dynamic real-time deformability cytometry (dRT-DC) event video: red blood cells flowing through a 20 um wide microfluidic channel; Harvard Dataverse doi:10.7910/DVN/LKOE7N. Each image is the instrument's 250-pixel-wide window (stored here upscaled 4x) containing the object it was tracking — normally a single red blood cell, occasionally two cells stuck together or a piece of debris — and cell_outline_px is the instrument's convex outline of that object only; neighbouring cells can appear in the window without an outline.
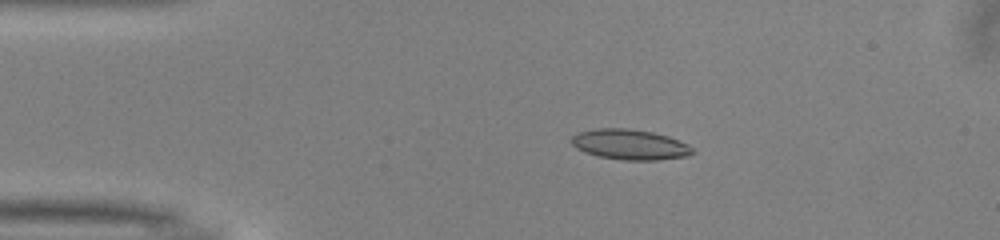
{"species": "common noctule bat (a hibernating species)", "species_latin": "Nyctalus noctula", "temperature_condition": "warm", "stored_images_in_passage": 25, "camera_frame_rate_fps": 3000, "um_per_image_px": 0.085, "animal": {"sex": "male", "body_mass_g": 13.0, "forearm_length_mm": 53.1}, "frame": {"image": 1, "passage_image": 10, "time_ms": 3.0, "image_size_px": [1000, 240], "cell_outline_px": [[696, 152], [688, 156], [656, 160], [624, 160], [596, 156], [584, 152], [576, 148], [572, 144], [572, 136], [576, 132], [596, 128], [624, 128], [652, 132], [668, 136], [688, 144]], "centroid_in_image_um": [53.53, 12.28], "position_along_channel_um": 31.5, "area_um2": 21.5}}
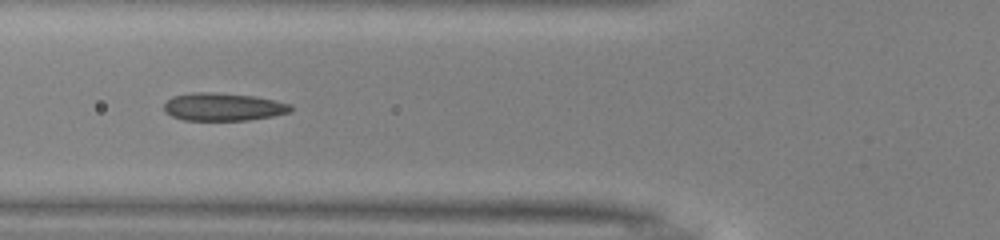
{"frame": {"image": 2, "passage_image": 19, "time_ms": 6.0, "image_size_px": [1000, 240], "cell_outline_px": [[292, 112], [272, 116], [248, 120], [184, 120], [172, 116], [164, 112], [164, 104], [172, 96], [192, 92], [212, 92], [256, 96], [292, 104]], "centroid_in_image_um": [18.98, 9.08], "position_along_channel_um": 106.8, "area_um2": 20.69}}
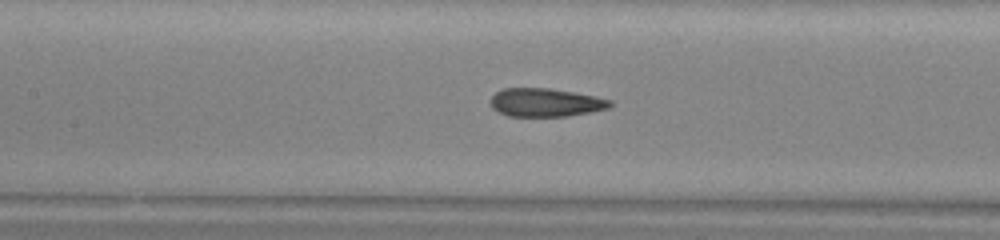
{"frame": {"image": 3, "passage_image": 23, "time_ms": 7.333, "image_size_px": [1000, 240], "cell_outline_px": [[612, 104], [608, 108], [568, 116], [508, 116], [492, 108], [492, 96], [496, 92], [504, 88], [548, 88], [572, 92], [612, 100]], "centroid_in_image_um": [46.36, 8.71], "position_along_channel_um": 161.0, "area_um2": 19.42}}